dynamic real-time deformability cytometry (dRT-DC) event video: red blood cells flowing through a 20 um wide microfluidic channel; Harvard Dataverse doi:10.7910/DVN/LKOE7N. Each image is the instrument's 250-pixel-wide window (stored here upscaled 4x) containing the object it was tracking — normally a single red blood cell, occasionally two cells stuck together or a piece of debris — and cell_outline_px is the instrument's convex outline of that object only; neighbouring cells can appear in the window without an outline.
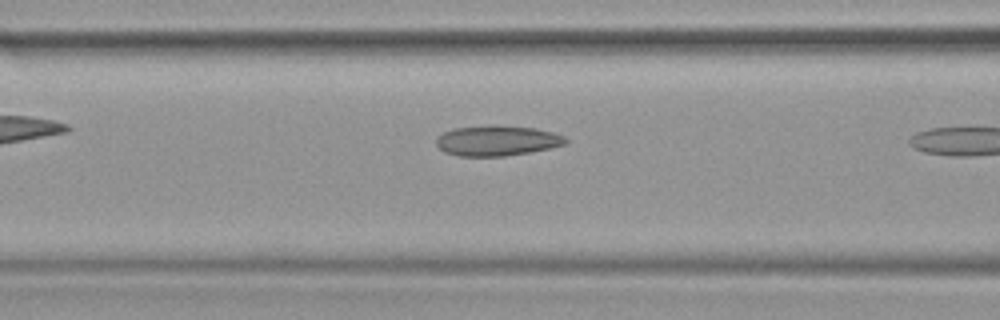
{"species": "common noctule bat (a hibernating species)", "species_latin": "Nyctalus noctula", "temperature_condition": "warm", "stored_images_in_passage": 6, "camera_frame_rate_fps": 3000, "um_per_image_px": 0.085, "animal": {"sex": "female", "body_mass_g": 19.9}, "frame": {"image": 1, "passage_image": 5, "time_ms": 1.333, "image_size_px": [1000, 320], "cell_outline_px": [[568, 140], [564, 144], [548, 148], [528, 152], [504, 156], [460, 156], [444, 152], [436, 144], [436, 136], [452, 128], [492, 124], [496, 124], [536, 128], [552, 132], [564, 136]], "centroid_in_image_um": [42.2, 11.93], "position_along_channel_um": 124.4, "area_um2": 23.0}}